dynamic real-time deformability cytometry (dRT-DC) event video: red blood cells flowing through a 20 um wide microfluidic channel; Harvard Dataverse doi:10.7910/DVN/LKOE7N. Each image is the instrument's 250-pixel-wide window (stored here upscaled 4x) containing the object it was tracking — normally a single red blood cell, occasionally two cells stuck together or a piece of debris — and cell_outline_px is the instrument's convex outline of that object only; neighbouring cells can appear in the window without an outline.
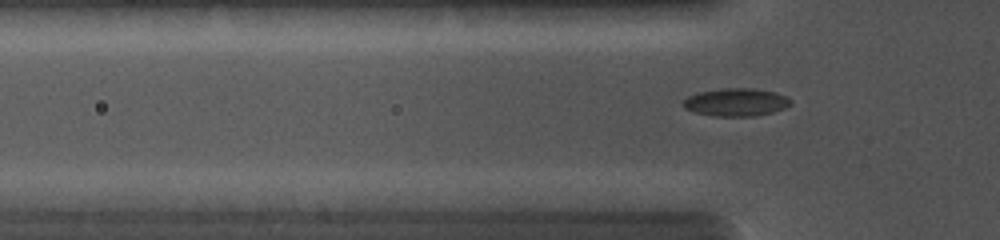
{"species": "common noctule bat (a hibernating species)", "species_latin": "Nyctalus noctula", "temperature_condition": "cold", "stored_images_in_passage": 47, "camera_frame_rate_fps": 5000, "um_per_image_px": 0.085, "animal": {"sex": "female", "body_mass_g": 19.0, "forearm_length_mm": 56.7}, "frame": {"image": 1, "passage_image": 11, "time_ms": 2.0, "image_size_px": [1000, 240], "cell_outline_px": [[792, 104], [784, 108], [772, 112], [752, 116], [712, 116], [696, 112], [684, 108], [684, 100], [688, 96], [700, 92], [724, 88], [752, 88], [776, 92], [792, 100]], "centroid_in_image_um": [62.58, 8.68], "position_along_channel_um": 63.2, "area_um2": 17.28}}
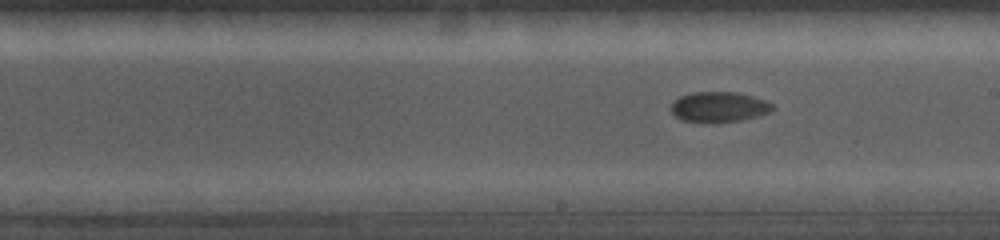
{"frame": {"image": 2, "passage_image": 32, "time_ms": 5.8, "image_size_px": [1000, 240], "cell_outline_px": [[776, 108], [772, 112], [740, 120], [712, 124], [704, 124], [680, 120], [672, 112], [672, 104], [680, 96], [692, 92], [736, 92], [752, 96], [764, 100], [772, 104]], "centroid_in_image_um": [61.11, 9.12], "position_along_channel_um": 227.9, "area_um2": 18.21}}
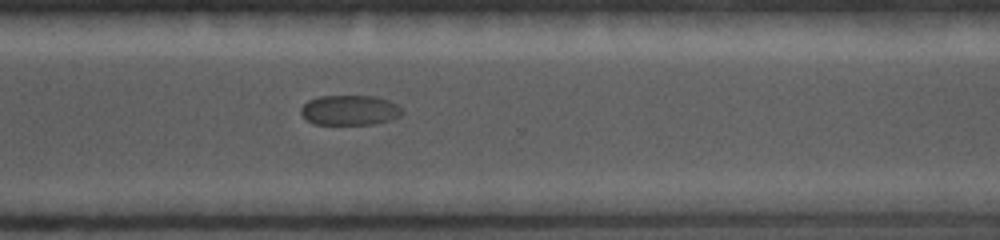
{"frame": {"image": 3, "passage_image": 46, "time_ms": 8.4, "image_size_px": [1000, 240], "cell_outline_px": [[404, 112], [400, 116], [376, 124], [312, 124], [300, 112], [300, 108], [308, 100], [320, 96], [376, 96], [388, 100], [404, 108]], "centroid_in_image_um": [29.75, 9.36], "position_along_channel_um": 340.8, "area_um2": 17.8}}